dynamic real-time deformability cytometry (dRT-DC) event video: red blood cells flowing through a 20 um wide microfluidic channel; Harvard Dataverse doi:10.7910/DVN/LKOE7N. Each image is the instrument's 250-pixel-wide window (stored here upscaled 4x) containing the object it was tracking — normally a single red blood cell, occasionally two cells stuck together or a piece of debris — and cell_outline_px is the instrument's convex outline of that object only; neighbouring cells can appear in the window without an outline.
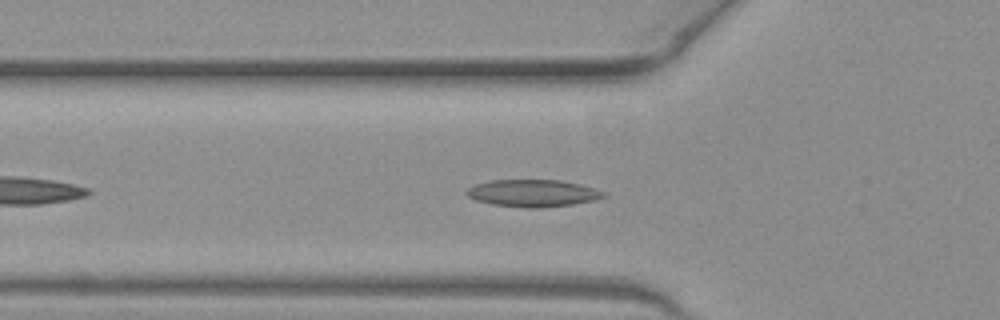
{"species": "common noctule bat (a hibernating species)", "species_latin": "Nyctalus noctula", "temperature_condition": "warm", "stored_images_in_passage": 40, "camera_frame_rate_fps": 3000, "um_per_image_px": 0.085, "animal": {"sex": "female", "body_mass_g": 19.3, "forearm_length_mm": 54.1}, "frame": {"image": 1, "passage_image": 7, "time_ms": 2.0, "image_size_px": [1000, 320], "cell_outline_px": [[608, 196], [596, 200], [572, 204], [540, 208], [528, 208], [492, 204], [476, 200], [468, 196], [464, 192], [468, 188], [476, 184], [492, 180], [560, 180], [580, 184], [604, 192]], "centroid_in_image_um": [45.3, 16.42], "position_along_channel_um": 80.5, "area_um2": 21.62}}
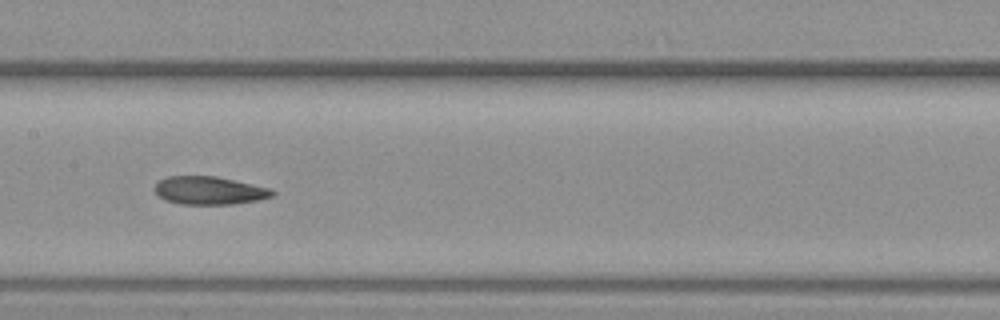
{"frame": {"image": 2, "passage_image": 15, "time_ms": 4.667, "image_size_px": [1000, 320], "cell_outline_px": [[276, 192], [272, 196], [256, 200], [232, 204], [180, 204], [164, 200], [156, 192], [156, 184], [160, 180], [168, 176], [216, 176], [272, 188]], "centroid_in_image_um": [17.81, 16.19], "position_along_channel_um": 189.6, "area_um2": 19.13}}
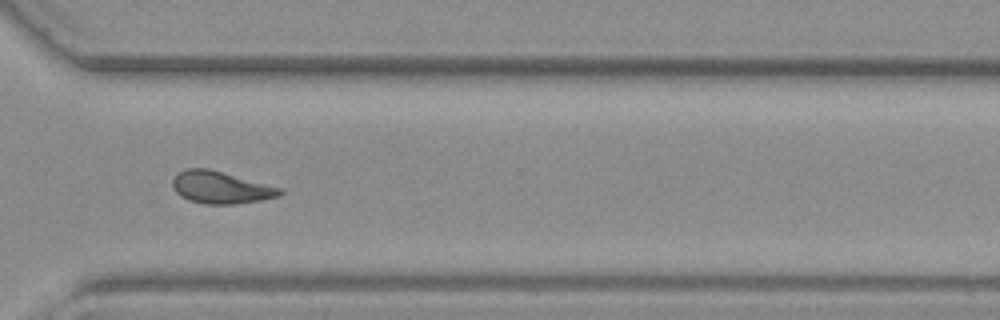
{"frame": {"image": 3, "passage_image": 27, "time_ms": 8.667, "image_size_px": [1000, 320], "cell_outline_px": [[284, 192], [280, 196], [260, 200], [232, 204], [204, 204], [188, 200], [180, 196], [172, 188], [172, 180], [184, 168], [208, 168], [284, 188]], "centroid_in_image_um": [18.78, 15.93], "position_along_channel_um": 351.8, "area_um2": 20.29}, "authors_computed_cell_mechanics": {"area_um2": 20.0855, "velocity_mm_per_s": 4.0617, "shape_relaxation_time_tau1_ms": 10.7633, "shape_relaxation_time_tau2_ms": 3.3372, "deformation_change_tau1": 0.244, "deformation_change_tau2": 0.1068}}